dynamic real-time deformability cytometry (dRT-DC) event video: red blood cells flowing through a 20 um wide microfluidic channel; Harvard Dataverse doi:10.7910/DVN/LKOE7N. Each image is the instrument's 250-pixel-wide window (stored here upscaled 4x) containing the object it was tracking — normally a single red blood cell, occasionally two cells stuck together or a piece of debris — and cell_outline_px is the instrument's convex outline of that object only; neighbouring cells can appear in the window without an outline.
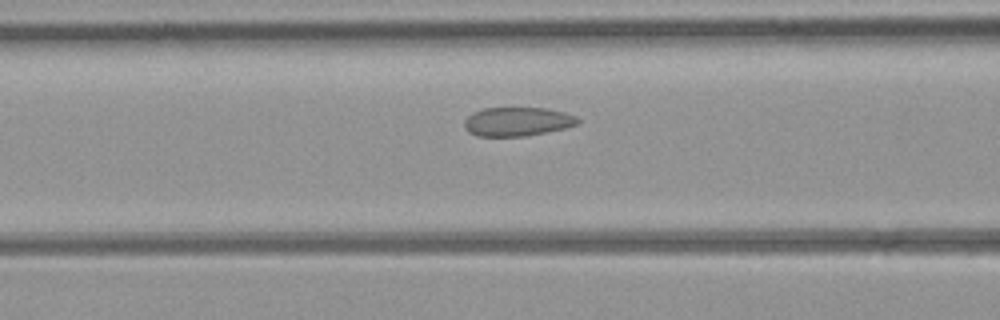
{"species": "common noctule bat (a hibernating species)", "species_latin": "Nyctalus noctula", "temperature_condition": "room temperature", "stored_images_in_passage": 39, "camera_frame_rate_fps": 3000, "um_per_image_px": 0.085, "animal": {"sex": "female", "body_mass_g": 21.9}, "frame": {"image": 1, "passage_image": 17, "time_ms": 5.333, "image_size_px": [1000, 320], "cell_outline_px": [[580, 120], [576, 124], [564, 128], [524, 136], [476, 136], [468, 132], [464, 128], [464, 120], [472, 112], [484, 108], [548, 108], [564, 112], [576, 116]], "centroid_in_image_um": [43.93, 10.33], "position_along_channel_um": 122.7, "area_um2": 19.07}}
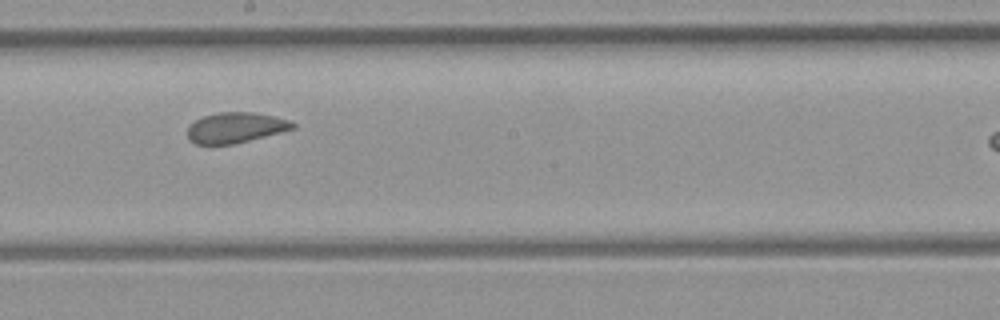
{"frame": {"image": 2, "passage_image": 25, "time_ms": 8.0, "image_size_px": [1000, 320], "cell_outline_px": [[296, 128], [232, 144], [196, 144], [188, 140], [188, 124], [204, 116], [216, 112], [252, 112], [272, 116], [288, 120], [296, 124]], "centroid_in_image_um": [19.98, 10.84], "position_along_channel_um": 228.2, "area_um2": 18.5}}
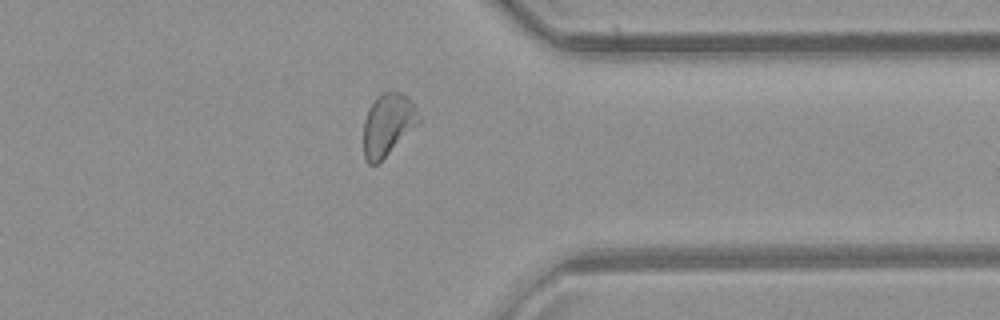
{"frame": {"image": 3, "passage_image": 37, "time_ms": 12.0, "image_size_px": [1000, 320], "cell_outline_px": [[420, 124], [376, 164], [368, 164], [364, 156], [364, 120], [368, 108], [376, 96], [384, 92], [400, 92], [408, 96], [416, 108], [420, 120]], "centroid_in_image_um": [32.97, 10.57], "position_along_channel_um": 378.4, "area_um2": 20.0}}